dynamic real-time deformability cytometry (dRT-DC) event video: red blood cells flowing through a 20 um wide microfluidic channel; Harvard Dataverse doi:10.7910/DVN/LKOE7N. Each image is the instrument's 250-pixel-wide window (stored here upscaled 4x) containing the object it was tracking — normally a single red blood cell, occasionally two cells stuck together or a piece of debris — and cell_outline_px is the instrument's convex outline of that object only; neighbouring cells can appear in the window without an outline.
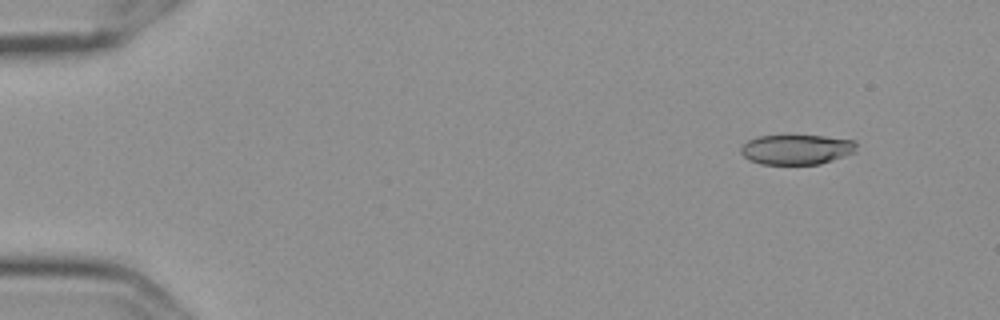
{"species": "Egyptian fruit bat (a non-hibernating species)", "species_latin": "Rousettus aegyptiacus", "temperature_condition": "cold", "stored_images_in_passage": 52, "camera_frame_rate_fps": 3000, "um_per_image_px": 0.085, "frame": {"image": 1, "passage_image": 1, "time_ms": 0.0, "image_size_px": [1000, 320], "cell_outline_px": [[856, 152], [820, 164], [760, 164], [748, 160], [740, 152], [740, 148], [748, 140], [760, 136], [824, 136], [856, 140]], "centroid_in_image_um": [67.72, 12.71], "position_along_channel_um": 17.3, "area_um2": 20.17}}
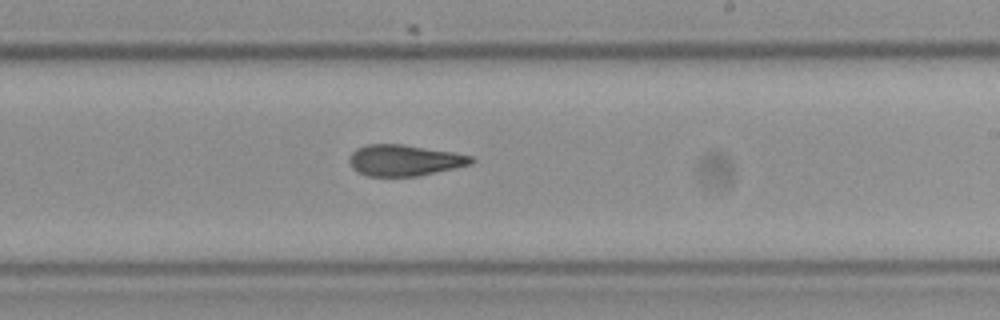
{"frame": {"image": 2, "passage_image": 30, "time_ms": 9.667, "image_size_px": [1000, 320], "cell_outline_px": [[476, 160], [472, 164], [436, 172], [416, 176], [368, 176], [356, 172], [352, 168], [348, 160], [352, 152], [356, 148], [368, 144], [404, 144], [452, 152], [472, 156]], "centroid_in_image_um": [34.35, 13.62], "position_along_channel_um": 254.6, "area_um2": 22.2}}
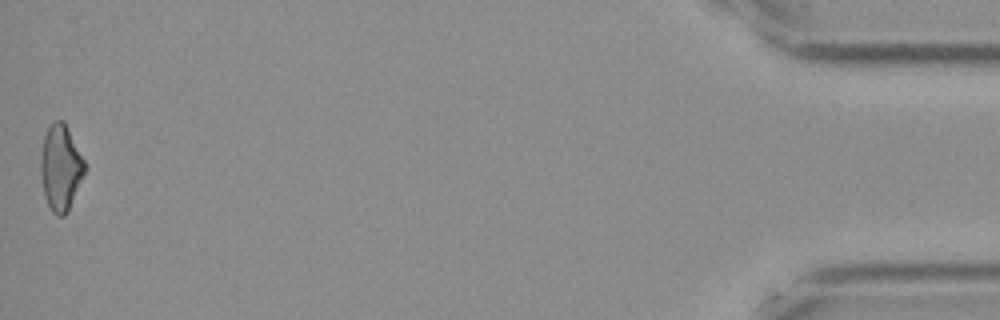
{"frame": {"image": 3, "passage_image": 52, "time_ms": 17.0, "image_size_px": [1000, 320], "cell_outline_px": [[88, 168], [68, 212], [64, 216], [56, 216], [52, 212], [44, 196], [40, 172], [40, 156], [44, 136], [52, 120], [64, 120]], "centroid_in_image_um": [5.17, 14.27], "position_along_channel_um": 430.0, "area_um2": 22.43}, "authors_computed_cell_mechanics": {"area_um2": 22.4264, "velocity_mm_per_s": 3.6123, "shape_relaxation_time_tau1_ms": null, "shape_relaxation_time_tau2_ms": 5.9959, "deformation_change_tau1": null, "deformation_change_tau2": 0.1299}}